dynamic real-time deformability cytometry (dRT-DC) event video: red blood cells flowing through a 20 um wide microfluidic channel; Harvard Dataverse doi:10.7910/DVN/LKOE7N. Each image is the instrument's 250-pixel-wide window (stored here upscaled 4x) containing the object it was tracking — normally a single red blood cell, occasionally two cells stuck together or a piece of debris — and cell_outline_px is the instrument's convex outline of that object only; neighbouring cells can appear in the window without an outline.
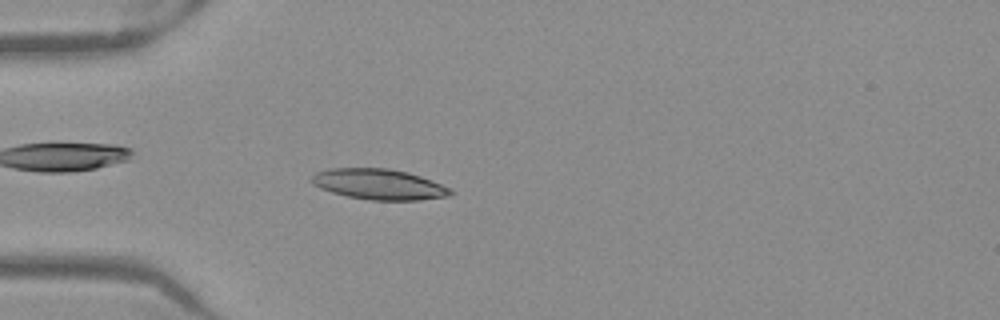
{"species": "Egyptian fruit bat (a non-hibernating species)", "species_latin": "Rousettus aegyptiacus", "temperature_condition": "warm", "stored_images_in_passage": 51, "camera_frame_rate_fps": 3000, "um_per_image_px": 0.085, "frame": {"image": 1, "passage_image": 15, "time_ms": 4.667, "image_size_px": [1000, 320], "cell_outline_px": [[456, 192], [448, 196], [420, 200], [368, 200], [348, 196], [332, 192], [320, 188], [312, 184], [312, 176], [316, 172], [328, 168], [388, 168], [408, 172], [420, 176], [452, 188]], "centroid_in_image_um": [32.24, 15.66], "position_along_channel_um": 52.8, "area_um2": 24.85}}
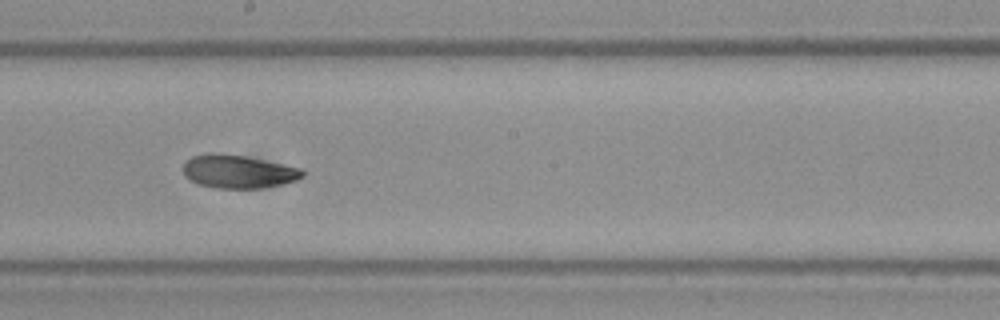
{"frame": {"image": 2, "passage_image": 29, "time_ms": 9.333, "image_size_px": [1000, 320], "cell_outline_px": [[304, 176], [296, 180], [284, 184], [260, 188], [216, 188], [200, 184], [184, 176], [184, 160], [192, 156], [208, 152], [212, 152], [244, 156], [304, 168]], "centroid_in_image_um": [20.26, 14.57], "position_along_channel_um": 227.9, "area_um2": 23.24}}
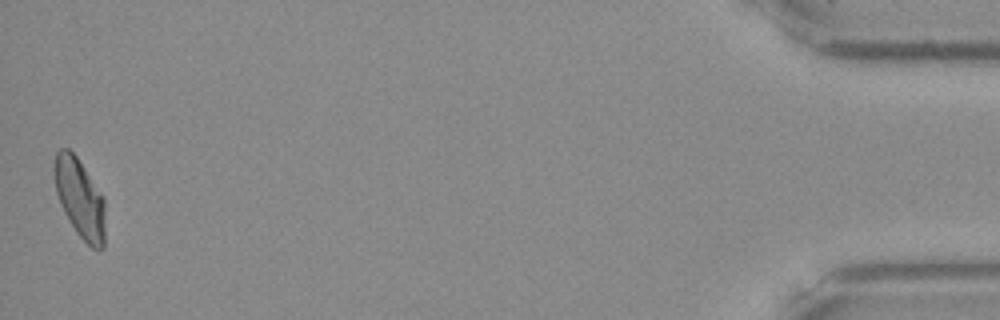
{"frame": {"image": 3, "passage_image": 51, "time_ms": 16.667, "image_size_px": [1000, 320], "cell_outline_px": [[104, 248], [100, 252], [92, 248], [76, 232], [64, 212], [60, 204], [56, 192], [52, 172], [52, 164], [56, 152], [60, 148], [68, 148], [76, 156], [104, 196]], "centroid_in_image_um": [6.76, 16.83], "position_along_channel_um": 428.4, "area_um2": 23.81}, "authors_computed_cell_mechanics": {"area_um2": 23.4668, "velocity_mm_per_s": 3.9665, "shape_relaxation_time_tau1_ms": 7.9878, "shape_relaxation_time_tau2_ms": 2.5503, "deformation_change_tau1": 0.2172, "deformation_change_tau2": 0.0812}}